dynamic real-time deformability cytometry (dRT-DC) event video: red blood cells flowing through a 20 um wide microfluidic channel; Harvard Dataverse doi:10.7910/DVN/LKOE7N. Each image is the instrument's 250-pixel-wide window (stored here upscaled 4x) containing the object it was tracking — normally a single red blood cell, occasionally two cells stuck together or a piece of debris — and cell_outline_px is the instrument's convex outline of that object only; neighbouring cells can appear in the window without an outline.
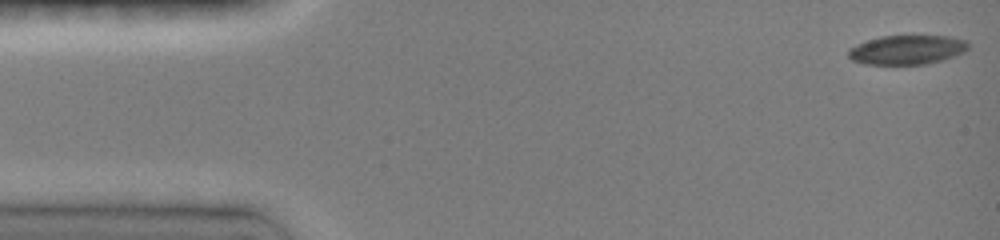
{"species": "common noctule bat (a hibernating species)", "species_latin": "Nyctalus noctula", "temperature_condition": "room temperature", "stored_images_in_passage": 47, "camera_frame_rate_fps": 3000, "um_per_image_px": 0.085, "animal": {"sex": "female", "body_mass_g": 19.0, "forearm_length_mm": 51.5}, "frame": {"image": 1, "passage_image": 1, "time_ms": 0.0, "image_size_px": [1000, 240], "cell_outline_px": [[968, 48], [964, 52], [940, 60], [924, 64], [864, 64], [852, 60], [848, 56], [848, 48], [856, 44], [880, 36], [948, 36], [968, 40]], "centroid_in_image_um": [77.07, 4.22], "position_along_channel_um": 7.9, "area_um2": 20.35}}
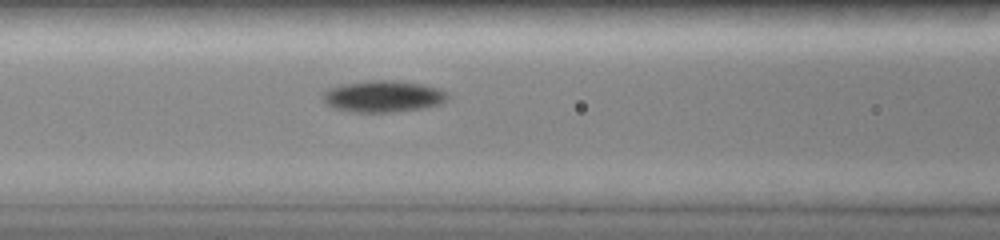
{"frame": {"image": 2, "passage_image": 19, "time_ms": 6.0, "image_size_px": [1000, 240], "cell_outline_px": [[448, 100], [440, 104], [424, 108], [392, 112], [352, 112], [336, 108], [328, 104], [324, 100], [324, 92], [328, 88], [340, 84], [368, 80], [396, 80], [424, 84], [440, 88], [448, 92]], "centroid_in_image_um": [32.63, 8.17], "position_along_channel_um": 134.0, "area_um2": 23.18}}
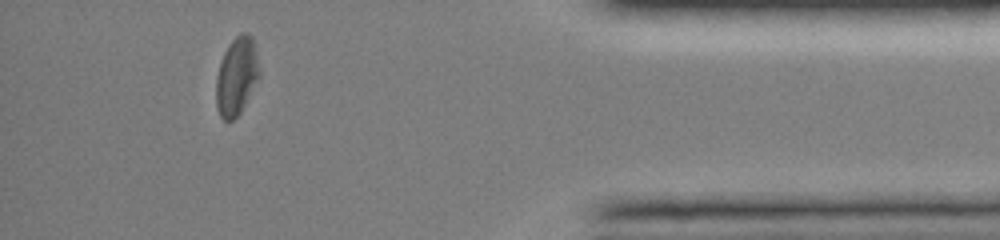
{"frame": {"image": 3, "passage_image": 42, "time_ms": 13.667, "image_size_px": [1000, 240], "cell_outline_px": [[260, 76], [240, 112], [232, 120], [224, 120], [220, 116], [216, 108], [216, 76], [224, 52], [228, 44], [236, 36], [244, 32], [248, 32], [252, 36], [256, 44], [260, 72]], "centroid_in_image_um": [20.12, 6.44], "position_along_channel_um": 415.1, "area_um2": 19.77}, "authors_computed_cell_mechanics": {"area_um2": 21.4438, "velocity_mm_per_s": 4.0698, "shape_relaxation_time_tau1_ms": 4.5385, "shape_relaxation_time_tau2_ms": 4.9094, "deformation_change_tau1": 0.1301, "deformation_change_tau2": 0.1033}}